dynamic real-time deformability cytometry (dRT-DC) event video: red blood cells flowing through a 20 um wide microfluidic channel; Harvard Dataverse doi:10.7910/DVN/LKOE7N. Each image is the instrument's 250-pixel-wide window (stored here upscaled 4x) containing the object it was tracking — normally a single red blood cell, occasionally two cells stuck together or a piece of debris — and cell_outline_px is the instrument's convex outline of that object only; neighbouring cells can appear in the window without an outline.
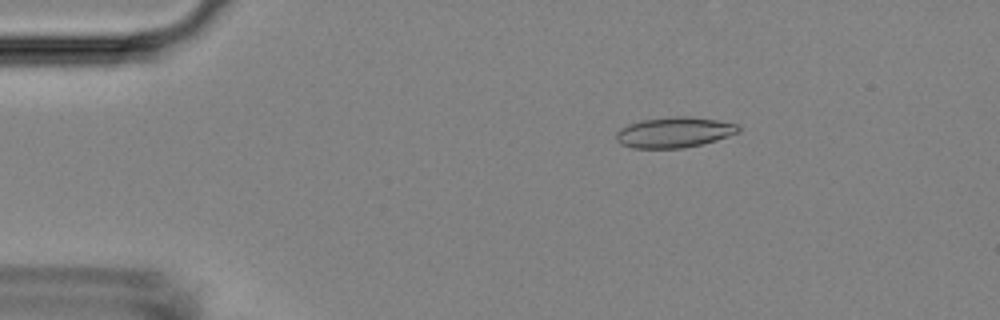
{"species": "Egyptian fruit bat (a non-hibernating species)", "species_latin": "Rousettus aegyptiacus", "temperature_condition": "room temperature", "stored_images_in_passage": 5, "camera_frame_rate_fps": 3000, "um_per_image_px": 0.085, "animal": {"sex": "female"}, "frame": {"image": 1, "passage_image": 3, "time_ms": 0.667, "image_size_px": [1000, 320], "cell_outline_px": [[740, 132], [716, 140], [684, 148], [632, 148], [620, 144], [616, 140], [616, 132], [620, 128], [628, 124], [640, 120], [676, 116], [688, 116], [716, 120], [740, 124]], "centroid_in_image_um": [57.3, 11.24], "position_along_channel_um": 27.7, "area_um2": 21.85}}
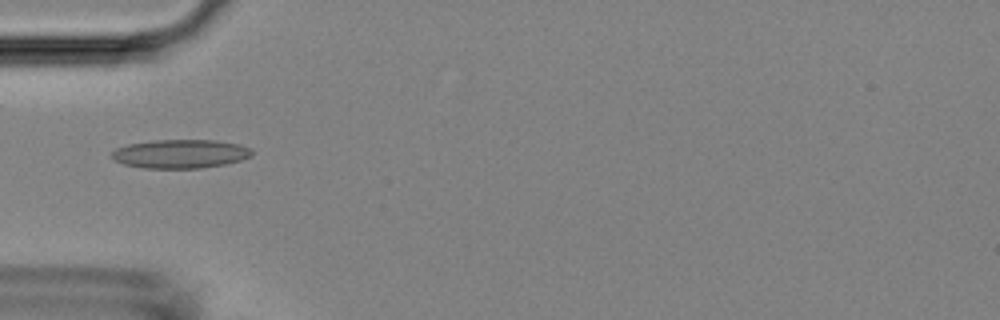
{"frame": {"image": 2, "passage_image": 5, "time_ms": 1.333, "image_size_px": [1000, 320], "cell_outline_px": [[252, 156], [240, 160], [224, 164], [200, 168], [144, 168], [124, 164], [112, 160], [112, 152], [116, 148], [128, 144], [152, 140], [216, 140], [240, 144], [252, 148]], "centroid_in_image_um": [15.33, 13.07], "position_along_channel_um": 69.7, "area_um2": 23.58}}